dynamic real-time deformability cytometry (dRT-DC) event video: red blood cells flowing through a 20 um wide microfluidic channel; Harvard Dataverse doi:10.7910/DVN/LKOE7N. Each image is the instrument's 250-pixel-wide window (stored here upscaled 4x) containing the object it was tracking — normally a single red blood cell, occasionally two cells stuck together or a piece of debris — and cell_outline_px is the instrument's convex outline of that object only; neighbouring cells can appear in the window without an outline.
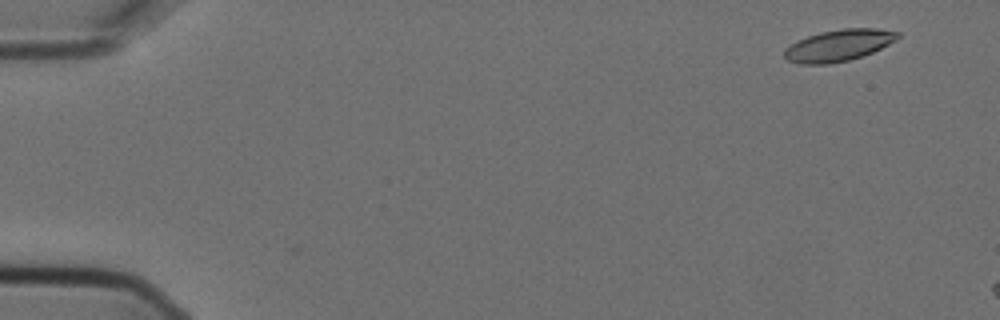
{"species": "Egyptian fruit bat (a non-hibernating species)", "species_latin": "Rousettus aegyptiacus", "temperature_condition": "cold", "stored_images_in_passage": 3, "camera_frame_rate_fps": 3000, "um_per_image_px": 0.085, "animal": {"sex": "female"}, "frame": {"image": 1, "passage_image": 1, "time_ms": 0.0, "image_size_px": [1000, 320], "cell_outline_px": [[900, 36], [896, 40], [872, 52], [848, 60], [828, 64], [800, 64], [788, 60], [784, 56], [784, 48], [808, 36], [820, 32], [844, 28], [880, 28], [900, 32]], "centroid_in_image_um": [71.3, 3.84], "position_along_channel_um": 13.7, "area_um2": 20.69}}